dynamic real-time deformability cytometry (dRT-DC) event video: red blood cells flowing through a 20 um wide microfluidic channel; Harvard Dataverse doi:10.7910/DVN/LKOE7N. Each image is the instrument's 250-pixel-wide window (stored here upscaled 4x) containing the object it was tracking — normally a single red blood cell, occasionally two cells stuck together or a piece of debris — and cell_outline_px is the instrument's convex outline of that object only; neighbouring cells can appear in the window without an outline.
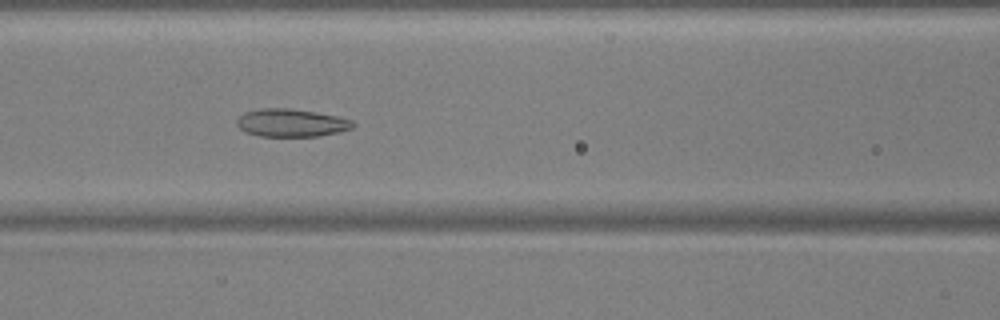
{"species": "common noctule bat (a hibernating species)", "species_latin": "Nyctalus noctula", "temperature_condition": "warm", "stored_images_in_passage": 53, "camera_frame_rate_fps": 3000, "um_per_image_px": 0.085, "animal": {"sex": "male", "body_mass_g": 17.9, "forearm_length_mm": 54.2}, "frame": {"image": 1, "passage_image": 23, "time_ms": 7.333, "image_size_px": [1000, 320], "cell_outline_px": [[356, 124], [352, 128], [340, 132], [320, 136], [260, 136], [244, 132], [236, 124], [236, 120], [244, 112], [260, 108], [288, 108], [316, 112], [336, 116], [352, 120]], "centroid_in_image_um": [24.75, 10.44], "position_along_channel_um": 141.8, "area_um2": 18.96}}
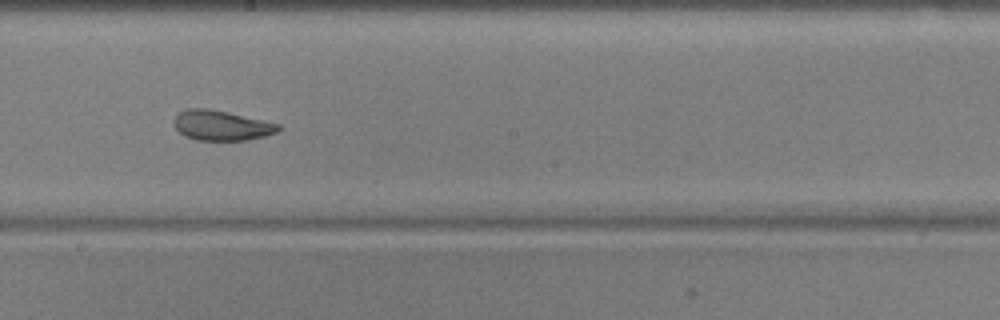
{"frame": {"image": 2, "passage_image": 30, "time_ms": 9.667, "image_size_px": [1000, 320], "cell_outline_px": [[280, 128], [276, 132], [264, 136], [248, 140], [196, 140], [184, 136], [172, 124], [172, 120], [180, 112], [188, 108], [208, 108], [228, 112], [280, 124]], "centroid_in_image_um": [18.78, 10.66], "position_along_channel_um": 229.4, "area_um2": 18.26}}
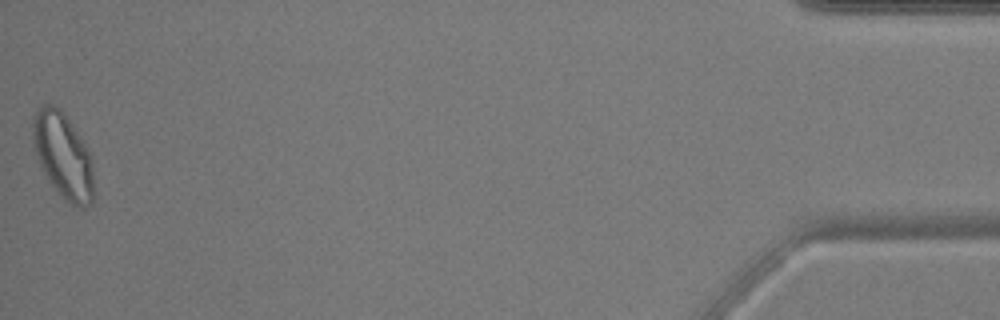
{"frame": {"image": 3, "passage_image": 53, "time_ms": 17.333, "image_size_px": [1000, 320], "cell_outline_px": [[92, 204], [84, 208], [80, 208], [64, 200], [60, 196], [48, 180], [40, 164], [32, 140], [32, 116], [44, 104], [52, 104], [60, 108], [84, 140], [92, 156]], "centroid_in_image_um": [5.36, 13.22], "position_along_channel_um": 429.8, "area_um2": 30.52}, "authors_computed_cell_mechanics": {"area_um2": 21.7906, "velocity_mm_per_s": 3.7605, "shape_relaxation_time_tau1_ms": null, "shape_relaxation_time_tau2_ms": 1.872, "deformation_change_tau1": null, "deformation_change_tau2": 0.0808}}